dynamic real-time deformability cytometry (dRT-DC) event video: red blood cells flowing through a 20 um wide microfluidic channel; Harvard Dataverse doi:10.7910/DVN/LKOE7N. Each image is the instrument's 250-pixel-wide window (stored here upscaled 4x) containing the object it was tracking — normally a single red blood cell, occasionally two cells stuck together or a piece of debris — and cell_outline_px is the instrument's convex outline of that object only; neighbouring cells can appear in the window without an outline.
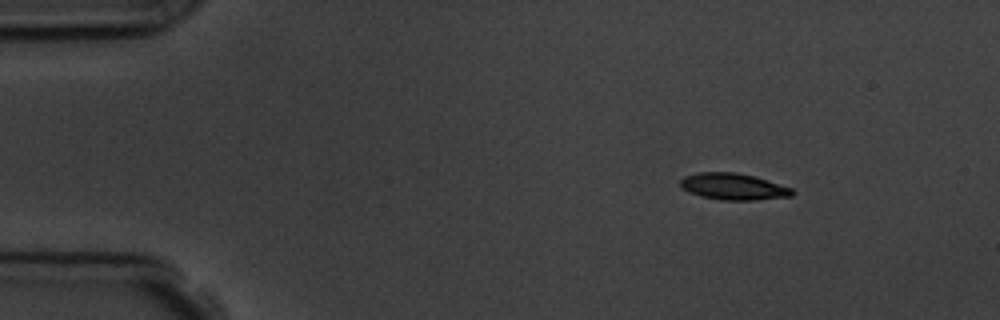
{"species": "common noctule bat (a hibernating species)", "species_latin": "Nyctalus noctula", "temperature_condition": "room temperature", "stored_images_in_passage": 7, "camera_frame_rate_fps": 3000, "um_per_image_px": 0.085, "animal": {"sex": "male", "body_mass_g": 19.5, "forearm_length_mm": 54.6}, "frame": {"image": 1, "passage_image": 1, "time_ms": 0.0, "image_size_px": [1000, 320], "cell_outline_px": [[796, 192], [792, 196], [756, 200], [720, 200], [700, 196], [688, 192], [680, 184], [680, 180], [684, 176], [700, 172], [736, 172], [752, 176], [792, 188]], "centroid_in_image_um": [62.33, 15.87], "position_along_channel_um": 22.7, "area_um2": 17.22}}
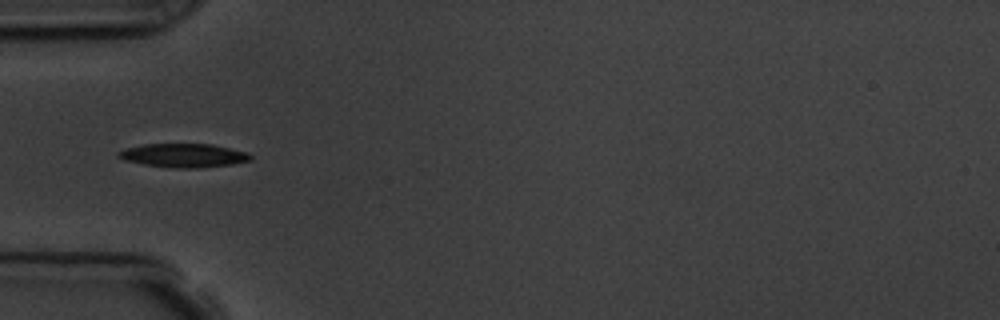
{"frame": {"image": 2, "passage_image": 4, "time_ms": 3.333, "image_size_px": [1000, 320], "cell_outline_px": [[252, 160], [232, 164], [196, 168], [176, 168], [144, 164], [124, 160], [116, 156], [116, 152], [124, 148], [144, 144], [212, 144], [248, 152], [252, 156]], "centroid_in_image_um": [15.59, 13.2], "position_along_channel_um": 69.4, "area_um2": 18.32}}